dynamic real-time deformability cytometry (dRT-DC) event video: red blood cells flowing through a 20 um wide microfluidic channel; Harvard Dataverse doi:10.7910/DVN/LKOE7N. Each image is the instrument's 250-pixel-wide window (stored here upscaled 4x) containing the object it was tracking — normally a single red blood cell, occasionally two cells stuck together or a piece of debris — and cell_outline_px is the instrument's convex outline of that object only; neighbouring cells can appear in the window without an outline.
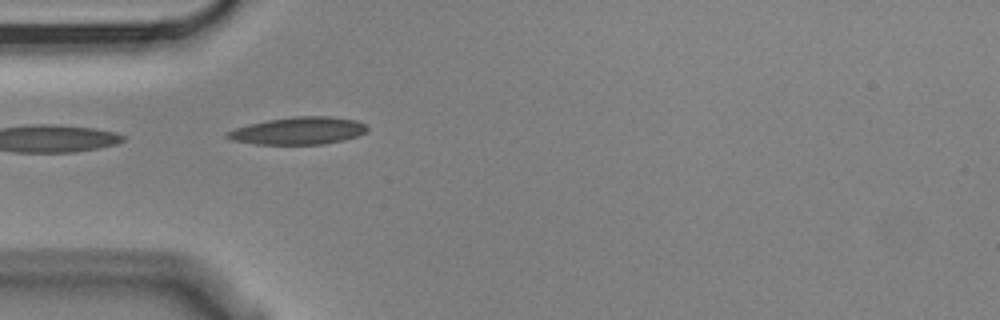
{"species": "Egyptian fruit bat (a non-hibernating species)", "species_latin": "Rousettus aegyptiacus", "temperature_condition": "cold", "stored_images_in_passage": 4, "camera_frame_rate_fps": 3000, "um_per_image_px": 0.085, "animal": {"sex": "male"}, "frame": {"image": 1, "passage_image": 2, "time_ms": 0.333, "image_size_px": [1000, 320], "cell_outline_px": [[368, 132], [344, 140], [324, 144], [256, 144], [232, 140], [224, 136], [224, 132], [248, 124], [268, 120], [292, 116], [332, 116], [356, 120], [364, 124], [368, 128]], "centroid_in_image_um": [25.36, 11.11], "position_along_channel_um": 59.6, "area_um2": 22.48}}
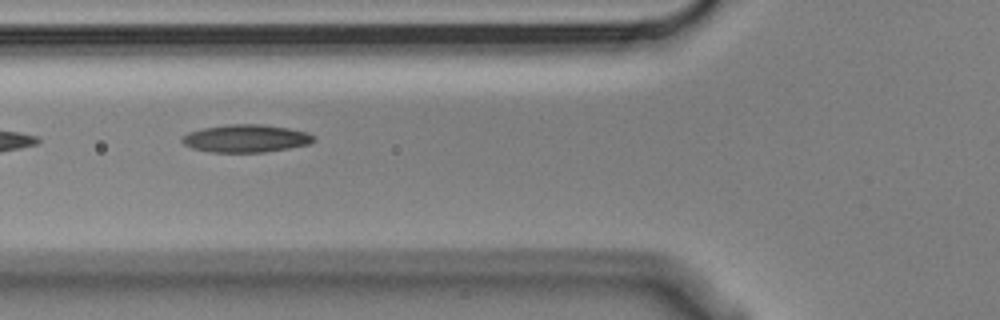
{"frame": {"image": 2, "passage_image": 3, "time_ms": 0.667, "image_size_px": [1000, 320], "cell_outline_px": [[316, 140], [308, 144], [288, 148], [264, 152], [212, 152], [192, 148], [184, 144], [180, 140], [188, 132], [204, 128], [228, 124], [260, 124], [288, 128], [308, 132]], "centroid_in_image_um": [20.9, 11.76], "position_along_channel_um": 104.9, "area_um2": 21.1}}
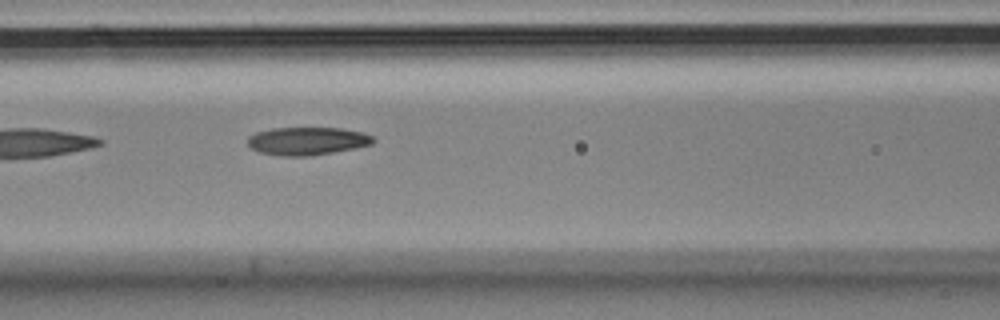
{"frame": {"image": 3, "passage_image": 4, "time_ms": 1.0, "image_size_px": [1000, 320], "cell_outline_px": [[376, 140], [372, 144], [332, 152], [308, 156], [284, 156], [260, 152], [252, 148], [248, 144], [248, 136], [256, 132], [272, 128], [340, 128], [360, 132], [372, 136]], "centroid_in_image_um": [26.09, 11.98], "position_along_channel_um": 140.5, "area_um2": 20.17}}